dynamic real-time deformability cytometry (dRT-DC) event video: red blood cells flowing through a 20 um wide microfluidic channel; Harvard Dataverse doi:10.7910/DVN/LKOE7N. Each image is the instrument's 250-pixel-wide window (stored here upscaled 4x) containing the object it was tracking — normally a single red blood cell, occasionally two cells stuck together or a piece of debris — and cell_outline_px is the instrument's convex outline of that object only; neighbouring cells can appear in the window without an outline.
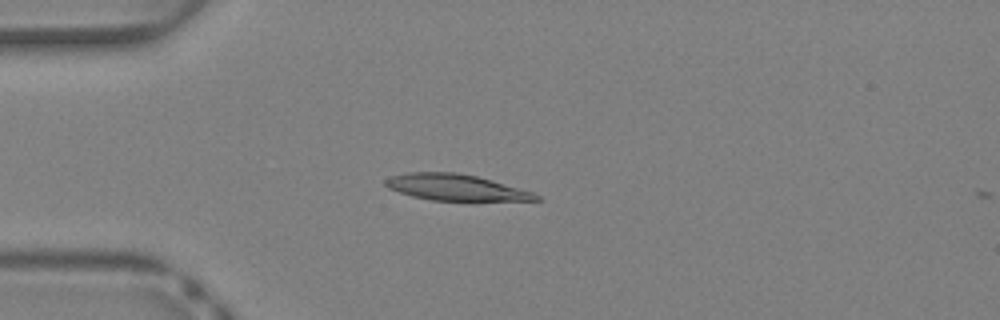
{"species": "Egyptian fruit bat (a non-hibernating species)", "species_latin": "Rousettus aegyptiacus", "temperature_condition": "warm", "stored_images_in_passage": 12, "camera_frame_rate_fps": 3000, "um_per_image_px": 0.085, "animal": {"sex": "female"}, "frame": {"image": 1, "passage_image": 11, "time_ms": 3.333, "image_size_px": [1000, 320], "cell_outline_px": [[544, 200], [472, 204], [432, 200], [412, 196], [388, 188], [384, 184], [384, 180], [392, 176], [408, 172], [456, 172], [476, 176], [492, 180], [536, 192]], "centroid_in_image_um": [38.92, 16.0], "position_along_channel_um": 46.1, "area_um2": 24.51}}